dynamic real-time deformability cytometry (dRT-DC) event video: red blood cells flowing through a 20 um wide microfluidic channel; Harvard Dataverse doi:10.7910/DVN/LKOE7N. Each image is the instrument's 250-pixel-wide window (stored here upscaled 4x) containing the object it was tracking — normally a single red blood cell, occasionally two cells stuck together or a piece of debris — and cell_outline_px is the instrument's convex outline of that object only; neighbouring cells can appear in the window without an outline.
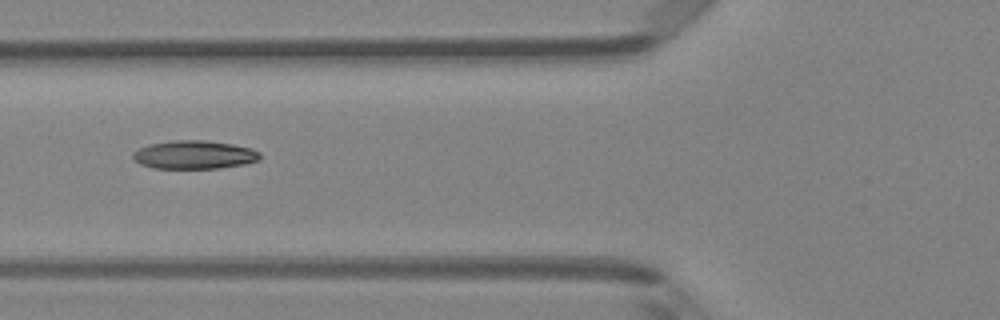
{"species": "Egyptian fruit bat (a non-hibernating species)", "species_latin": "Rousettus aegyptiacus", "temperature_condition": "room temperature", "stored_images_in_passage": 7, "camera_frame_rate_fps": 3000, "um_per_image_px": 0.085, "animal": {"sex": "female"}, "frame": {"image": 1, "passage_image": 6, "time_ms": 6.667, "image_size_px": [1000, 320], "cell_outline_px": [[260, 160], [244, 164], [220, 168], [152, 168], [140, 164], [132, 156], [132, 152], [148, 144], [172, 140], [208, 140], [232, 144], [252, 148], [260, 152]], "centroid_in_image_um": [16.52, 13.15], "position_along_channel_um": 109.3, "area_um2": 21.15}}
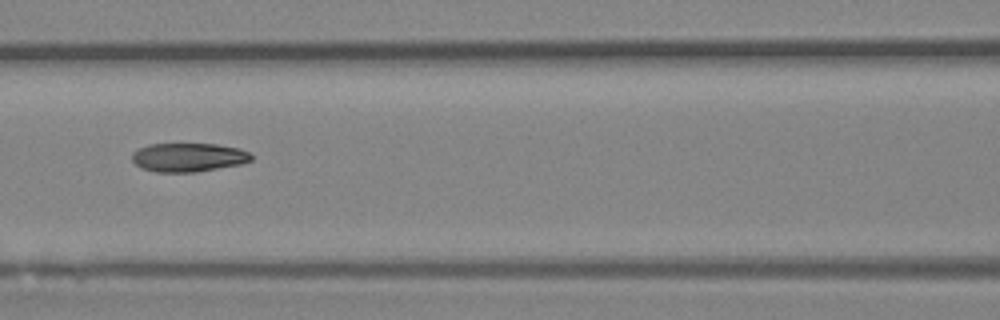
{"frame": {"image": 2, "passage_image": 7, "time_ms": 7.667, "image_size_px": [1000, 320], "cell_outline_px": [[252, 160], [240, 164], [196, 172], [156, 172], [140, 168], [132, 160], [132, 152], [136, 148], [148, 144], [216, 144], [240, 148], [248, 152], [252, 156]], "centroid_in_image_um": [15.97, 13.37], "position_along_channel_um": 150.6, "area_um2": 20.11}}